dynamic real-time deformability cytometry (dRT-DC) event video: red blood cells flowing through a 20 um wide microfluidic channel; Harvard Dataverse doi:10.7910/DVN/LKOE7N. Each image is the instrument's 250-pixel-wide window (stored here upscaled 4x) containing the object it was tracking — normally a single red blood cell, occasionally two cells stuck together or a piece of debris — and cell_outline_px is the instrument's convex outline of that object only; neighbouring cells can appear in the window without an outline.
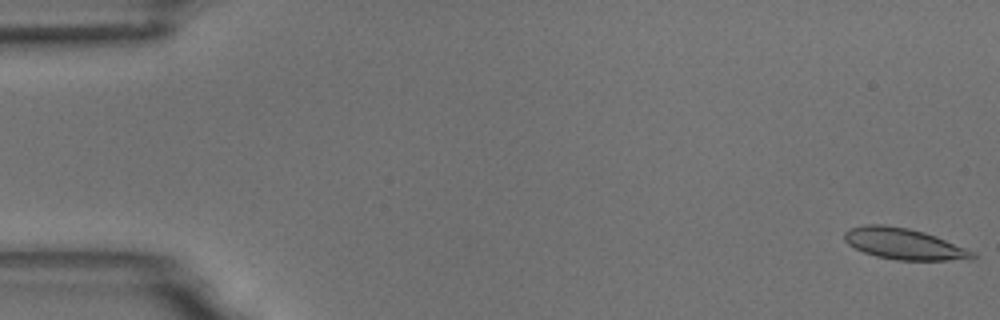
{"species": "common noctule bat (a hibernating species)", "species_latin": "Nyctalus noctula", "temperature_condition": "room temperature", "stored_images_in_passage": 55, "camera_frame_rate_fps": 3000, "um_per_image_px": 0.085, "animal": {"sex": "male", "body_mass_g": 18.8}, "frame": {"image": 1, "passage_image": 1, "time_ms": 0.0, "image_size_px": [1000, 320], "cell_outline_px": [[976, 256], [972, 260], [896, 260], [876, 256], [864, 252], [848, 244], [844, 240], [844, 232], [852, 228], [864, 224], [884, 224], [908, 228], [924, 232], [936, 236], [976, 252]], "centroid_in_image_um": [76.86, 20.73], "position_along_channel_um": 8.1, "area_um2": 23.35}}
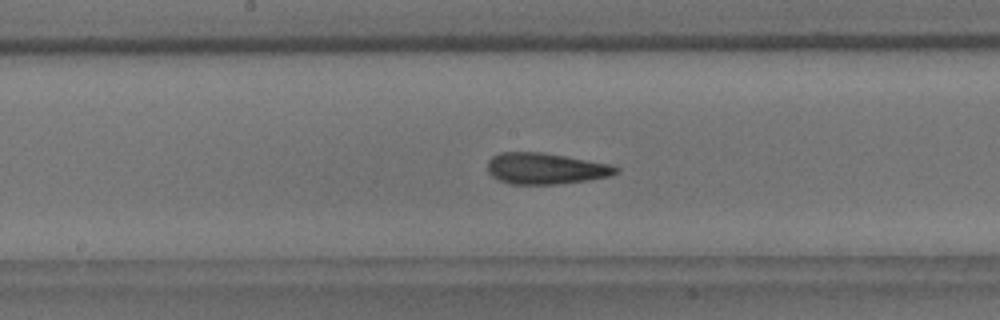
{"frame": {"image": 2, "passage_image": 28, "time_ms": 9.0, "image_size_px": [1000, 320], "cell_outline_px": [[620, 172], [608, 176], [588, 180], [556, 184], [512, 184], [500, 180], [492, 176], [488, 172], [488, 160], [492, 156], [500, 152], [544, 152], [612, 164], [620, 168]], "centroid_in_image_um": [46.4, 14.31], "position_along_channel_um": 201.8, "area_um2": 23.47}}
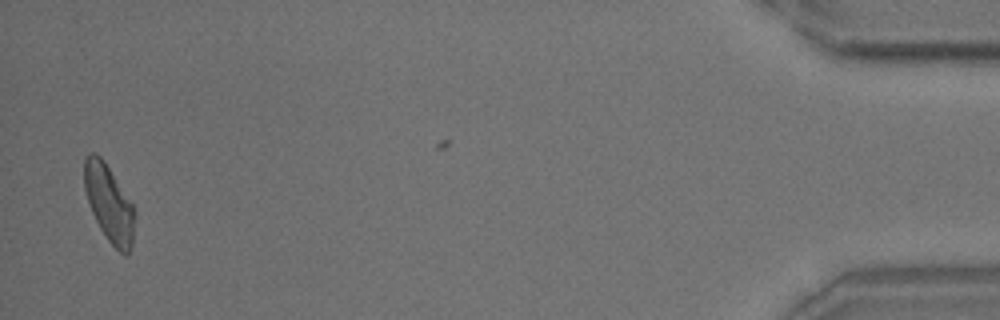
{"frame": {"image": 3, "passage_image": 53, "time_ms": 17.333, "image_size_px": [1000, 320], "cell_outline_px": [[136, 212], [132, 244], [128, 256], [124, 256], [108, 240], [100, 228], [92, 212], [84, 188], [84, 156], [88, 152], [96, 152], [104, 160], [136, 208]], "centroid_in_image_um": [9.29, 17.26], "position_along_channel_um": 425.9, "area_um2": 22.89}, "authors_computed_cell_mechanics": {"area_um2": 23.2356, "velocity_mm_per_s": 3.7388, "shape_relaxation_time_tau1_ms": 7.377, "shape_relaxation_time_tau2_ms": 2.8416, "deformation_change_tau1": 0.1595, "deformation_change_tau2": 0.1029}}